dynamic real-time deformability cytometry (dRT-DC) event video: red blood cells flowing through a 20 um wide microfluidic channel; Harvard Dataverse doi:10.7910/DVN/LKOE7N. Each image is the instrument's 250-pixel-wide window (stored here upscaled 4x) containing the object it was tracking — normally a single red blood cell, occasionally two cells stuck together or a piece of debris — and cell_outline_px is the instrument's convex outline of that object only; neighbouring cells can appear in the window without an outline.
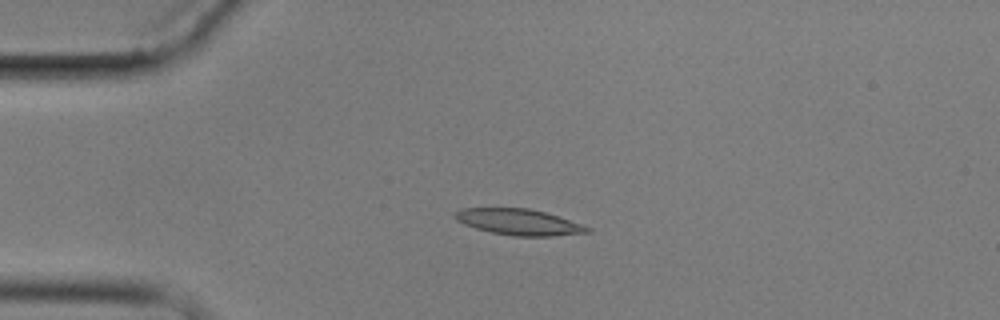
{"species": "common noctule bat (a hibernating species)", "species_latin": "Nyctalus noctula", "temperature_condition": "cold", "stored_images_in_passage": 4, "camera_frame_rate_fps": 3000, "um_per_image_px": 0.085, "animal": {"sex": "male", "body_mass_g": 17.9}, "frame": {"image": 1, "passage_image": 3, "time_ms": 2.333, "image_size_px": [1000, 320], "cell_outline_px": [[592, 232], [552, 236], [512, 236], [492, 232], [476, 228], [464, 224], [456, 220], [452, 216], [460, 208], [528, 208], [544, 212], [592, 228]], "centroid_in_image_um": [44.07, 18.87], "position_along_channel_um": 40.9, "area_um2": 19.94}}